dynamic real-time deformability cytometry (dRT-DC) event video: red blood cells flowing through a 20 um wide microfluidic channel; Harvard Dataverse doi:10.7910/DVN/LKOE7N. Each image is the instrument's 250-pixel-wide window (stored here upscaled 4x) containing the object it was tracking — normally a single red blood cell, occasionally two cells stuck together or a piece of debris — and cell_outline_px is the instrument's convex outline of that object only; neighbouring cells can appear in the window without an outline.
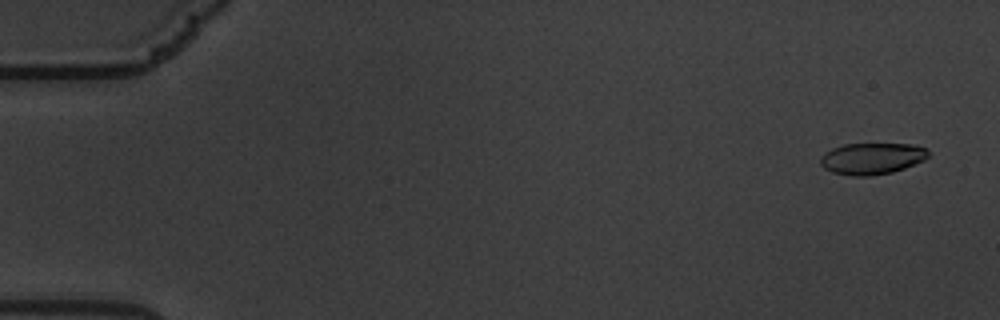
{"species": "common noctule bat (a hibernating species)", "species_latin": "Nyctalus noctula", "temperature_condition": "warm", "stored_images_in_passage": 61, "camera_frame_rate_fps": 3000, "um_per_image_px": 0.085, "animal": {"sex": "male", "body_mass_g": 19.5, "forearm_length_mm": 54.6}, "frame": {"image": 1, "passage_image": 3, "time_ms": 0.667, "image_size_px": [1000, 320], "cell_outline_px": [[928, 156], [924, 160], [904, 168], [892, 172], [868, 176], [852, 176], [832, 172], [824, 168], [820, 164], [820, 156], [832, 148], [844, 144], [916, 144], [928, 148]], "centroid_in_image_um": [74.11, 13.47], "position_along_channel_um": 10.9, "area_um2": 19.88}}
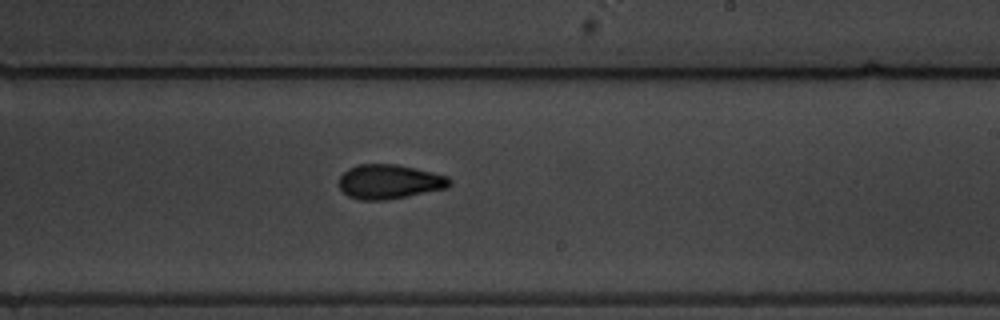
{"frame": {"image": 2, "passage_image": 37, "time_ms": 12.0, "image_size_px": [1000, 320], "cell_outline_px": [[452, 184], [448, 188], [384, 200], [360, 200], [348, 196], [340, 188], [340, 176], [348, 168], [360, 164], [396, 164], [416, 168], [448, 176], [452, 180]], "centroid_in_image_um": [33.12, 15.44], "position_along_channel_um": 255.9, "area_um2": 22.14}}
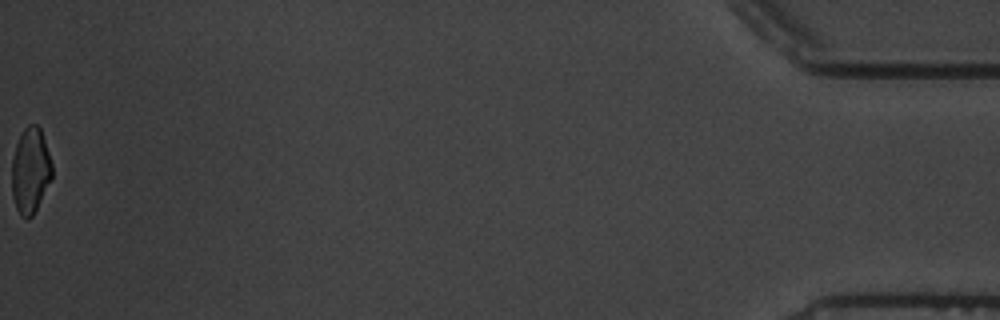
{"frame": {"image": 3, "passage_image": 61, "time_ms": 20.0, "image_size_px": [1000, 320], "cell_outline_px": [[52, 176], [32, 216], [28, 220], [20, 216], [16, 208], [12, 196], [12, 156], [20, 132], [28, 124], [36, 124], [40, 128], [52, 164]], "centroid_in_image_um": [2.55, 14.48], "position_along_channel_um": 432.6, "area_um2": 20.0}, "authors_computed_cell_mechanics": {"area_um2": 21.3282, "velocity_mm_per_s": 3.4027, "shape_relaxation_time_tau1_ms": 5.1368, "shape_relaxation_time_tau2_ms": 2.4544, "deformation_change_tau1": 0.1711, "deformation_change_tau2": 0.0872}}